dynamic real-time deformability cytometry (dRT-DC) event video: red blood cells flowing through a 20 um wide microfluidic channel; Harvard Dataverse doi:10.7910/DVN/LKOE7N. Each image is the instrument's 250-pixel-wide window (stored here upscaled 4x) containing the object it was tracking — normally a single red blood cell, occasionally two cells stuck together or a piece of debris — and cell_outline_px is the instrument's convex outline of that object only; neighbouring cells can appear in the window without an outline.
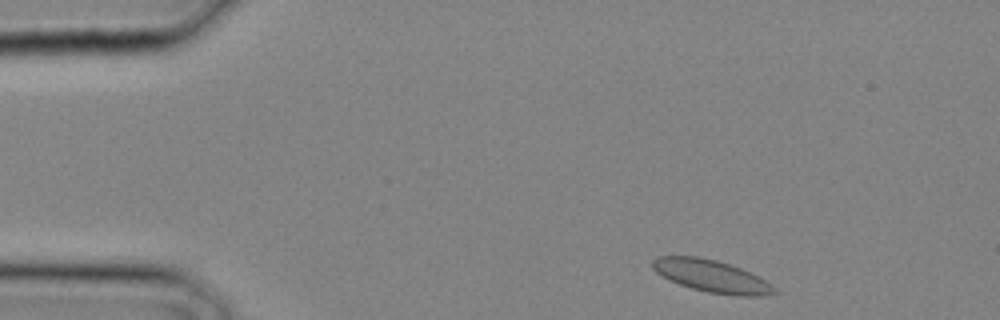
{"species": "common noctule bat (a hibernating species)", "species_latin": "Nyctalus noctula", "temperature_condition": "cold", "stored_images_in_passage": 26, "camera_frame_rate_fps": 3000, "um_per_image_px": 0.085, "animal": {"sex": "male", "body_mass_g": 20.4}, "frame": {"image": 1, "passage_image": 1, "time_ms": 0.0, "image_size_px": [1000, 320], "cell_outline_px": [[780, 292], [768, 296], [736, 296], [708, 292], [692, 288], [680, 284], [656, 272], [652, 268], [652, 260], [660, 256], [696, 256], [716, 260], [740, 268], [772, 284]], "centroid_in_image_um": [60.53, 23.48], "position_along_channel_um": 24.5, "area_um2": 22.72}}
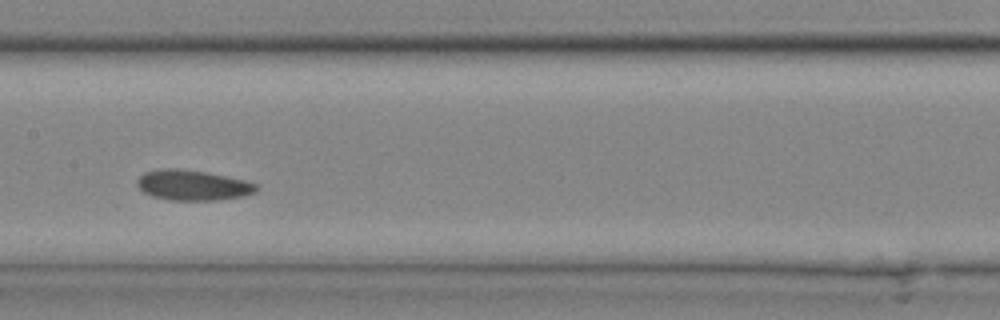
{"frame": {"image": 2, "passage_image": 12, "time_ms": 3.667, "image_size_px": [1000, 320], "cell_outline_px": [[260, 188], [256, 192], [244, 196], [216, 200], [172, 200], [152, 196], [144, 192], [136, 184], [136, 180], [144, 172], [160, 168], [180, 168], [208, 172], [244, 180], [260, 184]], "centroid_in_image_um": [16.41, 15.73], "position_along_channel_um": 191.0, "area_um2": 21.33}}
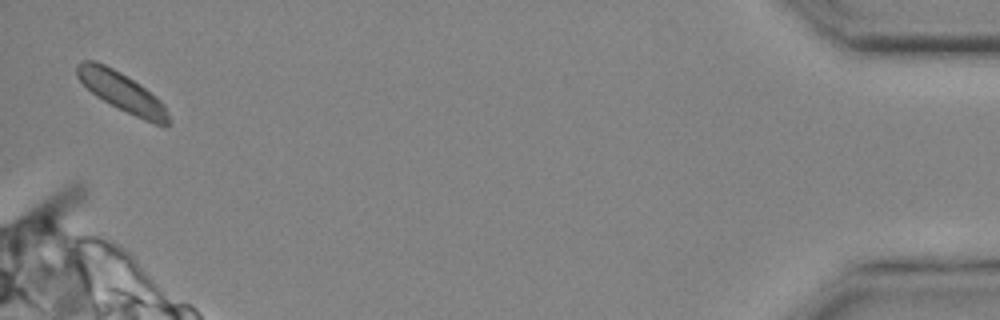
{"frame": {"image": 3, "passage_image": 26, "time_ms": 8.333, "image_size_px": [1000, 320], "cell_outline_px": [[168, 128], [164, 128], [144, 120], [96, 96], [76, 76], [76, 64], [80, 60], [96, 60], [120, 72], [140, 84], [156, 96], [164, 104], [168, 112]], "centroid_in_image_um": [10.38, 7.81], "position_along_channel_um": 424.8, "area_um2": 20.75}}